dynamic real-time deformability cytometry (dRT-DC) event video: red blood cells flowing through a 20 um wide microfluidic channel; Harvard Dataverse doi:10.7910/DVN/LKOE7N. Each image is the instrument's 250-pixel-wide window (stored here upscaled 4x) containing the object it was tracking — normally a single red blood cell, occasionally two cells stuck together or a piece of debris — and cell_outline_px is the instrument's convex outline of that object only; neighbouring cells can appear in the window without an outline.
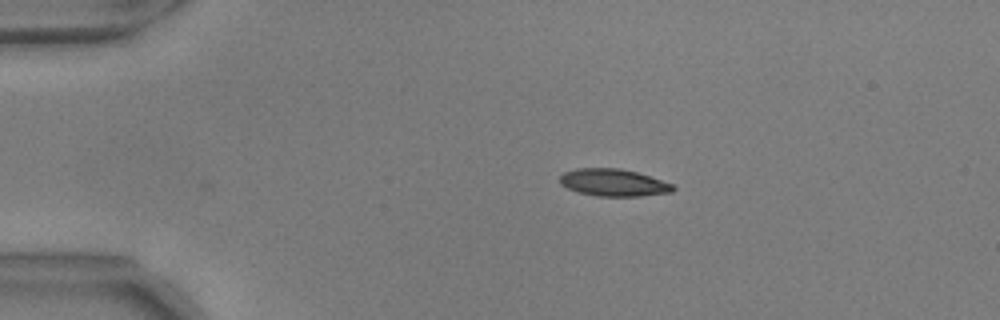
{"species": "common noctule bat (a hibernating species)", "species_latin": "Nyctalus noctula", "temperature_condition": "warm", "stored_images_in_passage": 42, "camera_frame_rate_fps": 3000, "um_per_image_px": 0.085, "animal": {"sex": "male", "body_mass_g": 17.9, "forearm_length_mm": 54.2}, "frame": {"image": 1, "passage_image": 1, "time_ms": 0.0, "image_size_px": [1000, 320], "cell_outline_px": [[676, 188], [672, 192], [640, 196], [596, 196], [580, 192], [568, 188], [560, 184], [560, 176], [564, 172], [576, 168], [620, 168], [636, 172], [672, 184]], "centroid_in_image_um": [52.13, 15.52], "position_along_channel_um": 32.9, "area_um2": 17.8}}
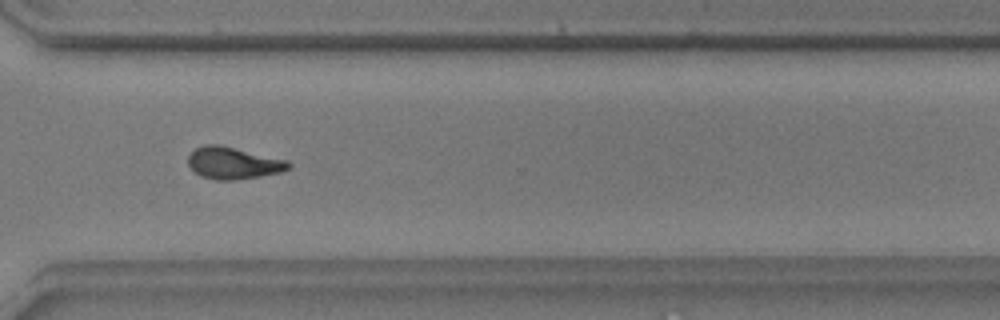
{"frame": {"image": 2, "passage_image": 31, "time_ms": 10.0, "image_size_px": [1000, 320], "cell_outline_px": [[292, 164], [288, 168], [280, 172], [260, 176], [236, 180], [216, 180], [200, 176], [188, 164], [188, 156], [196, 148], [204, 144], [220, 144], [288, 160]], "centroid_in_image_um": [19.83, 13.85], "position_along_channel_um": 350.8, "area_um2": 18.73}}
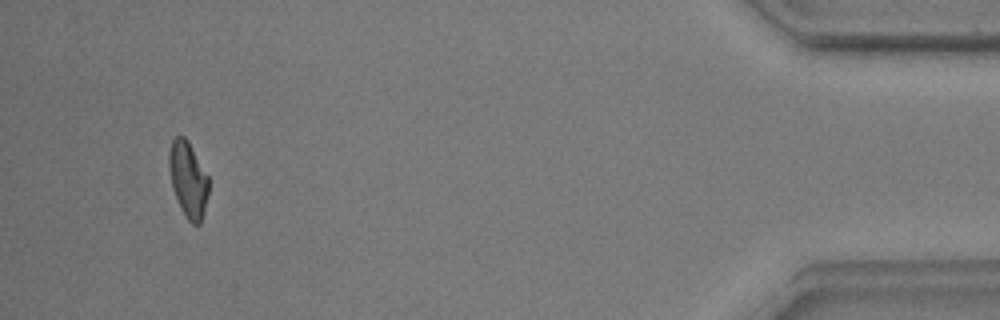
{"frame": {"image": 3, "passage_image": 42, "time_ms": 13.667, "image_size_px": [1000, 320], "cell_outline_px": [[208, 196], [200, 224], [192, 224], [188, 220], [180, 208], [172, 188], [168, 168], [168, 152], [172, 140], [176, 136], [184, 136], [188, 140], [208, 176]], "centroid_in_image_um": [15.97, 15.24], "position_along_channel_um": 419.2, "area_um2": 17.57}, "authors_computed_cell_mechanics": {"area_um2": 18.4093, "velocity_mm_per_s": 3.6974, "shape_relaxation_time_tau1_ms": 4.2125, "shape_relaxation_time_tau2_ms": 3.4176, "deformation_change_tau1": 0.1629, "deformation_change_tau2": 0.0955}}